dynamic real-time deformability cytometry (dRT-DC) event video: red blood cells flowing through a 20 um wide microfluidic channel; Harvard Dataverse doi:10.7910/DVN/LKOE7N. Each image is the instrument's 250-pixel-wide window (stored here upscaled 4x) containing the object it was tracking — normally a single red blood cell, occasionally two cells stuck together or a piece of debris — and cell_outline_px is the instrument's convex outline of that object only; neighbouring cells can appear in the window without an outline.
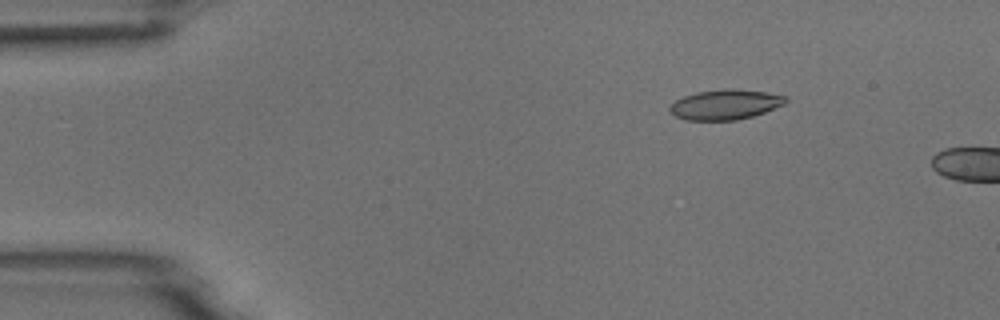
{"species": "common noctule bat (a hibernating species)", "species_latin": "Nyctalus noctula", "temperature_condition": "room temperature", "stored_images_in_passage": 5, "camera_frame_rate_fps": 3000, "um_per_image_px": 0.085, "animal": {"sex": "male", "body_mass_g": 18.8}, "frame": {"image": 1, "passage_image": 3, "time_ms": 2.333, "image_size_px": [1000, 320], "cell_outline_px": [[788, 100], [784, 104], [764, 112], [752, 116], [736, 120], [684, 120], [676, 116], [668, 108], [676, 100], [684, 96], [696, 92], [724, 88], [732, 88], [768, 92], [784, 96]], "centroid_in_image_um": [61.64, 8.87], "position_along_channel_um": 23.4, "area_um2": 20.23}}